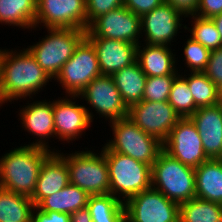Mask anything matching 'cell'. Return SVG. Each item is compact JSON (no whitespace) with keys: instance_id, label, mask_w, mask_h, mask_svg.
Here are the masks:
<instances>
[{"instance_id":"1","label":"cell","mask_w":222,"mask_h":222,"mask_svg":"<svg viewBox=\"0 0 222 222\" xmlns=\"http://www.w3.org/2000/svg\"><path fill=\"white\" fill-rule=\"evenodd\" d=\"M52 79L27 48L5 49L0 60V107L14 100L32 99Z\"/></svg>"},{"instance_id":"2","label":"cell","mask_w":222,"mask_h":222,"mask_svg":"<svg viewBox=\"0 0 222 222\" xmlns=\"http://www.w3.org/2000/svg\"><path fill=\"white\" fill-rule=\"evenodd\" d=\"M53 151L24 144L0 156V188L32 197L43 162Z\"/></svg>"},{"instance_id":"3","label":"cell","mask_w":222,"mask_h":222,"mask_svg":"<svg viewBox=\"0 0 222 222\" xmlns=\"http://www.w3.org/2000/svg\"><path fill=\"white\" fill-rule=\"evenodd\" d=\"M102 146L110 178L109 194L125 204L130 198L152 187L150 165L111 151L105 144Z\"/></svg>"},{"instance_id":"4","label":"cell","mask_w":222,"mask_h":222,"mask_svg":"<svg viewBox=\"0 0 222 222\" xmlns=\"http://www.w3.org/2000/svg\"><path fill=\"white\" fill-rule=\"evenodd\" d=\"M151 186L180 205L196 197L195 168L162 150L151 166Z\"/></svg>"},{"instance_id":"5","label":"cell","mask_w":222,"mask_h":222,"mask_svg":"<svg viewBox=\"0 0 222 222\" xmlns=\"http://www.w3.org/2000/svg\"><path fill=\"white\" fill-rule=\"evenodd\" d=\"M84 149L70 154L56 149L66 161L70 184L78 186L90 196L109 194L110 178L103 151Z\"/></svg>"},{"instance_id":"6","label":"cell","mask_w":222,"mask_h":222,"mask_svg":"<svg viewBox=\"0 0 222 222\" xmlns=\"http://www.w3.org/2000/svg\"><path fill=\"white\" fill-rule=\"evenodd\" d=\"M47 35L26 47L39 66L54 80L86 37V31L73 28H46ZM41 40V41H40Z\"/></svg>"},{"instance_id":"7","label":"cell","mask_w":222,"mask_h":222,"mask_svg":"<svg viewBox=\"0 0 222 222\" xmlns=\"http://www.w3.org/2000/svg\"><path fill=\"white\" fill-rule=\"evenodd\" d=\"M112 136L105 145L118 152L144 162L150 166L156 161L163 150V143L143 132L128 117L108 123Z\"/></svg>"},{"instance_id":"8","label":"cell","mask_w":222,"mask_h":222,"mask_svg":"<svg viewBox=\"0 0 222 222\" xmlns=\"http://www.w3.org/2000/svg\"><path fill=\"white\" fill-rule=\"evenodd\" d=\"M102 76L97 53L85 37L76 47L73 56L62 66L54 81L59 82L64 94L78 95L95 78Z\"/></svg>"},{"instance_id":"9","label":"cell","mask_w":222,"mask_h":222,"mask_svg":"<svg viewBox=\"0 0 222 222\" xmlns=\"http://www.w3.org/2000/svg\"><path fill=\"white\" fill-rule=\"evenodd\" d=\"M80 101H86L89 117L94 122V114L91 110L100 117H104L105 121L113 122L119 119L128 117V108L124 104L120 92L117 89L113 78L108 75H102L92 80L82 91L78 94ZM89 104V107H88ZM91 106V108H90ZM91 110V111H90Z\"/></svg>"},{"instance_id":"10","label":"cell","mask_w":222,"mask_h":222,"mask_svg":"<svg viewBox=\"0 0 222 222\" xmlns=\"http://www.w3.org/2000/svg\"><path fill=\"white\" fill-rule=\"evenodd\" d=\"M124 206L126 222H179L180 205L152 187L130 198Z\"/></svg>"},{"instance_id":"11","label":"cell","mask_w":222,"mask_h":222,"mask_svg":"<svg viewBox=\"0 0 222 222\" xmlns=\"http://www.w3.org/2000/svg\"><path fill=\"white\" fill-rule=\"evenodd\" d=\"M86 37L121 40L139 45L141 43V17L125 6L95 18L86 30Z\"/></svg>"},{"instance_id":"12","label":"cell","mask_w":222,"mask_h":222,"mask_svg":"<svg viewBox=\"0 0 222 222\" xmlns=\"http://www.w3.org/2000/svg\"><path fill=\"white\" fill-rule=\"evenodd\" d=\"M183 18L186 19L170 4L163 2L141 17V42L172 47L174 44L171 43L176 42L177 34L181 33L179 30L186 28V25L182 24Z\"/></svg>"},{"instance_id":"13","label":"cell","mask_w":222,"mask_h":222,"mask_svg":"<svg viewBox=\"0 0 222 222\" xmlns=\"http://www.w3.org/2000/svg\"><path fill=\"white\" fill-rule=\"evenodd\" d=\"M38 27L39 30L73 28L86 31V0H37L35 27L32 30Z\"/></svg>"},{"instance_id":"14","label":"cell","mask_w":222,"mask_h":222,"mask_svg":"<svg viewBox=\"0 0 222 222\" xmlns=\"http://www.w3.org/2000/svg\"><path fill=\"white\" fill-rule=\"evenodd\" d=\"M128 118L143 132L164 143L181 119L168 101L151 102L142 100L128 109Z\"/></svg>"},{"instance_id":"15","label":"cell","mask_w":222,"mask_h":222,"mask_svg":"<svg viewBox=\"0 0 222 222\" xmlns=\"http://www.w3.org/2000/svg\"><path fill=\"white\" fill-rule=\"evenodd\" d=\"M163 150L184 165L196 168L209 158L197 127L190 117L181 118L170 131Z\"/></svg>"},{"instance_id":"16","label":"cell","mask_w":222,"mask_h":222,"mask_svg":"<svg viewBox=\"0 0 222 222\" xmlns=\"http://www.w3.org/2000/svg\"><path fill=\"white\" fill-rule=\"evenodd\" d=\"M77 101H79L78 95L66 94L64 97H58L53 100L56 140L59 139L58 141H63V143L65 141L73 143L75 140L82 138V135L84 136L86 133V129L88 130L92 126L85 104L79 105Z\"/></svg>"},{"instance_id":"17","label":"cell","mask_w":222,"mask_h":222,"mask_svg":"<svg viewBox=\"0 0 222 222\" xmlns=\"http://www.w3.org/2000/svg\"><path fill=\"white\" fill-rule=\"evenodd\" d=\"M31 102V100L30 103L27 101L26 105L20 106L18 111V121L21 120L22 129L37 138V140L35 139V141L28 143L29 145L44 147L56 152V148L52 149L49 145V139L55 137L53 101H50V99L49 101L46 99L37 101L35 99Z\"/></svg>"},{"instance_id":"18","label":"cell","mask_w":222,"mask_h":222,"mask_svg":"<svg viewBox=\"0 0 222 222\" xmlns=\"http://www.w3.org/2000/svg\"><path fill=\"white\" fill-rule=\"evenodd\" d=\"M95 47L102 75L111 76L137 61L138 45L121 40L86 37Z\"/></svg>"},{"instance_id":"19","label":"cell","mask_w":222,"mask_h":222,"mask_svg":"<svg viewBox=\"0 0 222 222\" xmlns=\"http://www.w3.org/2000/svg\"><path fill=\"white\" fill-rule=\"evenodd\" d=\"M209 159H217L222 148V106L198 108L191 116Z\"/></svg>"},{"instance_id":"20","label":"cell","mask_w":222,"mask_h":222,"mask_svg":"<svg viewBox=\"0 0 222 222\" xmlns=\"http://www.w3.org/2000/svg\"><path fill=\"white\" fill-rule=\"evenodd\" d=\"M69 183L66 161L57 152H53L42 164L35 191L30 199L34 206H37L44 198L57 193Z\"/></svg>"},{"instance_id":"21","label":"cell","mask_w":222,"mask_h":222,"mask_svg":"<svg viewBox=\"0 0 222 222\" xmlns=\"http://www.w3.org/2000/svg\"><path fill=\"white\" fill-rule=\"evenodd\" d=\"M173 51L175 49L172 50L170 46L148 45L141 42L137 47V61L147 77L179 75L182 67H177L180 60Z\"/></svg>"},{"instance_id":"22","label":"cell","mask_w":222,"mask_h":222,"mask_svg":"<svg viewBox=\"0 0 222 222\" xmlns=\"http://www.w3.org/2000/svg\"><path fill=\"white\" fill-rule=\"evenodd\" d=\"M196 197L222 205V162L208 159L195 168Z\"/></svg>"},{"instance_id":"23","label":"cell","mask_w":222,"mask_h":222,"mask_svg":"<svg viewBox=\"0 0 222 222\" xmlns=\"http://www.w3.org/2000/svg\"><path fill=\"white\" fill-rule=\"evenodd\" d=\"M111 77L128 109L142 101L147 76L138 61L113 73Z\"/></svg>"},{"instance_id":"24","label":"cell","mask_w":222,"mask_h":222,"mask_svg":"<svg viewBox=\"0 0 222 222\" xmlns=\"http://www.w3.org/2000/svg\"><path fill=\"white\" fill-rule=\"evenodd\" d=\"M89 194L78 186L68 184L62 190L44 198L36 207L42 212L73 213L88 204Z\"/></svg>"},{"instance_id":"25","label":"cell","mask_w":222,"mask_h":222,"mask_svg":"<svg viewBox=\"0 0 222 222\" xmlns=\"http://www.w3.org/2000/svg\"><path fill=\"white\" fill-rule=\"evenodd\" d=\"M36 10L37 0H0V24L32 31Z\"/></svg>"},{"instance_id":"26","label":"cell","mask_w":222,"mask_h":222,"mask_svg":"<svg viewBox=\"0 0 222 222\" xmlns=\"http://www.w3.org/2000/svg\"><path fill=\"white\" fill-rule=\"evenodd\" d=\"M34 207L29 197L0 188V222H31Z\"/></svg>"},{"instance_id":"27","label":"cell","mask_w":222,"mask_h":222,"mask_svg":"<svg viewBox=\"0 0 222 222\" xmlns=\"http://www.w3.org/2000/svg\"><path fill=\"white\" fill-rule=\"evenodd\" d=\"M87 208L92 222H126L124 204L111 194L89 196Z\"/></svg>"},{"instance_id":"28","label":"cell","mask_w":222,"mask_h":222,"mask_svg":"<svg viewBox=\"0 0 222 222\" xmlns=\"http://www.w3.org/2000/svg\"><path fill=\"white\" fill-rule=\"evenodd\" d=\"M179 222H222V205L195 197L180 204Z\"/></svg>"},{"instance_id":"29","label":"cell","mask_w":222,"mask_h":222,"mask_svg":"<svg viewBox=\"0 0 222 222\" xmlns=\"http://www.w3.org/2000/svg\"><path fill=\"white\" fill-rule=\"evenodd\" d=\"M180 74L187 81L198 108L218 104V87L204 72H180Z\"/></svg>"},{"instance_id":"30","label":"cell","mask_w":222,"mask_h":222,"mask_svg":"<svg viewBox=\"0 0 222 222\" xmlns=\"http://www.w3.org/2000/svg\"><path fill=\"white\" fill-rule=\"evenodd\" d=\"M188 17L192 20L190 25L192 27L186 25L185 28L191 34L189 37L210 51L222 47V38L211 18H201L196 15Z\"/></svg>"},{"instance_id":"31","label":"cell","mask_w":222,"mask_h":222,"mask_svg":"<svg viewBox=\"0 0 222 222\" xmlns=\"http://www.w3.org/2000/svg\"><path fill=\"white\" fill-rule=\"evenodd\" d=\"M168 103L181 118L190 117L198 109L187 81L180 74L172 84Z\"/></svg>"},{"instance_id":"32","label":"cell","mask_w":222,"mask_h":222,"mask_svg":"<svg viewBox=\"0 0 222 222\" xmlns=\"http://www.w3.org/2000/svg\"><path fill=\"white\" fill-rule=\"evenodd\" d=\"M185 43L183 45L184 60L182 59V61H185L184 67L188 69L185 68L184 72H203L206 69L211 51L191 37L187 38Z\"/></svg>"},{"instance_id":"33","label":"cell","mask_w":222,"mask_h":222,"mask_svg":"<svg viewBox=\"0 0 222 222\" xmlns=\"http://www.w3.org/2000/svg\"><path fill=\"white\" fill-rule=\"evenodd\" d=\"M177 76L147 77L142 100L151 102L168 101L172 84Z\"/></svg>"},{"instance_id":"34","label":"cell","mask_w":222,"mask_h":222,"mask_svg":"<svg viewBox=\"0 0 222 222\" xmlns=\"http://www.w3.org/2000/svg\"><path fill=\"white\" fill-rule=\"evenodd\" d=\"M123 6V0H86V30L97 17Z\"/></svg>"},{"instance_id":"35","label":"cell","mask_w":222,"mask_h":222,"mask_svg":"<svg viewBox=\"0 0 222 222\" xmlns=\"http://www.w3.org/2000/svg\"><path fill=\"white\" fill-rule=\"evenodd\" d=\"M203 72L217 87L222 84V47L210 52L209 61Z\"/></svg>"},{"instance_id":"36","label":"cell","mask_w":222,"mask_h":222,"mask_svg":"<svg viewBox=\"0 0 222 222\" xmlns=\"http://www.w3.org/2000/svg\"><path fill=\"white\" fill-rule=\"evenodd\" d=\"M163 2L164 0H123V6L137 16L142 17L144 14L160 6Z\"/></svg>"},{"instance_id":"37","label":"cell","mask_w":222,"mask_h":222,"mask_svg":"<svg viewBox=\"0 0 222 222\" xmlns=\"http://www.w3.org/2000/svg\"><path fill=\"white\" fill-rule=\"evenodd\" d=\"M222 13V0H199L195 13L201 18H212Z\"/></svg>"},{"instance_id":"38","label":"cell","mask_w":222,"mask_h":222,"mask_svg":"<svg viewBox=\"0 0 222 222\" xmlns=\"http://www.w3.org/2000/svg\"><path fill=\"white\" fill-rule=\"evenodd\" d=\"M31 222H70V215L60 212H42L36 206L33 208Z\"/></svg>"},{"instance_id":"39","label":"cell","mask_w":222,"mask_h":222,"mask_svg":"<svg viewBox=\"0 0 222 222\" xmlns=\"http://www.w3.org/2000/svg\"><path fill=\"white\" fill-rule=\"evenodd\" d=\"M164 2L170 4L186 18L195 15L199 6V0H164Z\"/></svg>"},{"instance_id":"40","label":"cell","mask_w":222,"mask_h":222,"mask_svg":"<svg viewBox=\"0 0 222 222\" xmlns=\"http://www.w3.org/2000/svg\"><path fill=\"white\" fill-rule=\"evenodd\" d=\"M69 215L70 222H92V217L87 206L78 209L77 211L70 213Z\"/></svg>"},{"instance_id":"41","label":"cell","mask_w":222,"mask_h":222,"mask_svg":"<svg viewBox=\"0 0 222 222\" xmlns=\"http://www.w3.org/2000/svg\"><path fill=\"white\" fill-rule=\"evenodd\" d=\"M222 38V13L211 18Z\"/></svg>"},{"instance_id":"42","label":"cell","mask_w":222,"mask_h":222,"mask_svg":"<svg viewBox=\"0 0 222 222\" xmlns=\"http://www.w3.org/2000/svg\"><path fill=\"white\" fill-rule=\"evenodd\" d=\"M218 104L222 106V84L218 86Z\"/></svg>"},{"instance_id":"43","label":"cell","mask_w":222,"mask_h":222,"mask_svg":"<svg viewBox=\"0 0 222 222\" xmlns=\"http://www.w3.org/2000/svg\"><path fill=\"white\" fill-rule=\"evenodd\" d=\"M217 160H219L220 162H222V148H221V150H220V154H219Z\"/></svg>"},{"instance_id":"44","label":"cell","mask_w":222,"mask_h":222,"mask_svg":"<svg viewBox=\"0 0 222 222\" xmlns=\"http://www.w3.org/2000/svg\"><path fill=\"white\" fill-rule=\"evenodd\" d=\"M4 49L0 48V60H1V56H2V52Z\"/></svg>"}]
</instances>
